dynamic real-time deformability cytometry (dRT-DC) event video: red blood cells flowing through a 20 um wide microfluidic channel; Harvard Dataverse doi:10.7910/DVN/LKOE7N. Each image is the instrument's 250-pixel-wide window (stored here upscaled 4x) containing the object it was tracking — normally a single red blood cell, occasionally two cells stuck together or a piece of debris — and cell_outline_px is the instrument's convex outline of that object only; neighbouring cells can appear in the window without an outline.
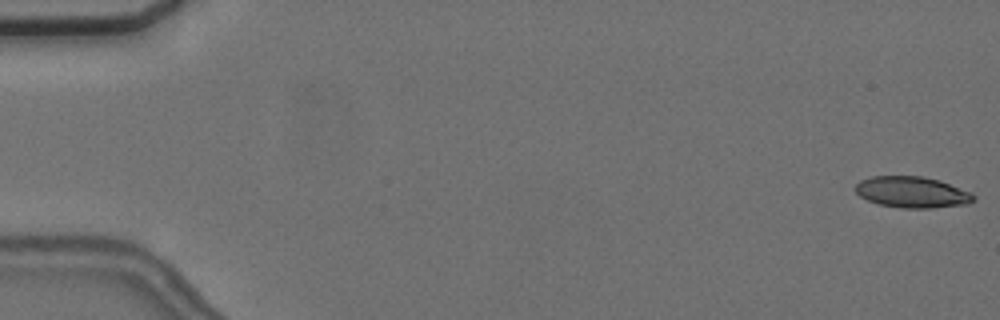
{"species": "common noctule bat (a hibernating species)", "species_latin": "Nyctalus noctula", "temperature_condition": "cold", "stored_images_in_passage": 8, "camera_frame_rate_fps": 3000, "um_per_image_px": 0.085, "animal": {"sex": "female", "body_mass_g": 24.6, "forearm_length_mm": 56.2}, "frame": {"image": 1, "passage_image": 1, "time_ms": 0.0, "image_size_px": [1000, 320], "cell_outline_px": [[976, 200], [968, 204], [932, 208], [900, 208], [880, 204], [868, 200], [860, 196], [856, 192], [856, 184], [860, 180], [872, 176], [920, 176], [940, 180], [972, 192], [976, 196]], "centroid_in_image_um": [77.58, 16.33], "position_along_channel_um": 7.4, "area_um2": 21.62}}
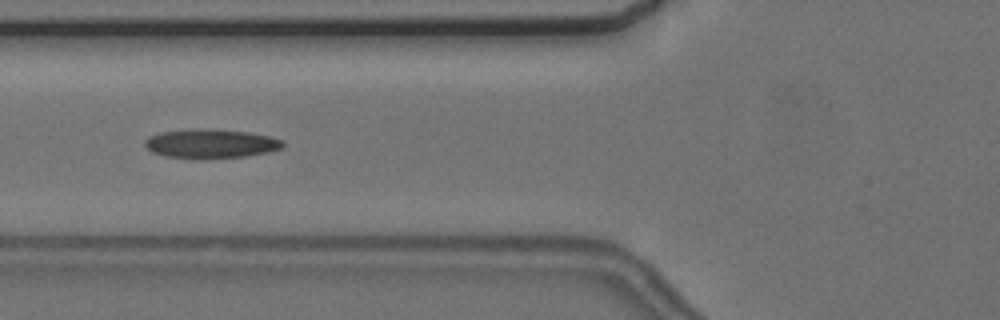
{"frame": {"image": 2, "passage_image": 7, "time_ms": 7.0, "image_size_px": [1000, 320], "cell_outline_px": [[284, 144], [280, 148], [268, 152], [244, 156], [204, 160], [192, 160], [164, 156], [152, 152], [144, 144], [144, 140], [148, 136], [160, 132], [192, 128], [208, 128], [248, 132], [268, 136], [284, 140]], "centroid_in_image_um": [17.85, 12.22], "position_along_channel_um": 107.9, "area_um2": 23.99}}